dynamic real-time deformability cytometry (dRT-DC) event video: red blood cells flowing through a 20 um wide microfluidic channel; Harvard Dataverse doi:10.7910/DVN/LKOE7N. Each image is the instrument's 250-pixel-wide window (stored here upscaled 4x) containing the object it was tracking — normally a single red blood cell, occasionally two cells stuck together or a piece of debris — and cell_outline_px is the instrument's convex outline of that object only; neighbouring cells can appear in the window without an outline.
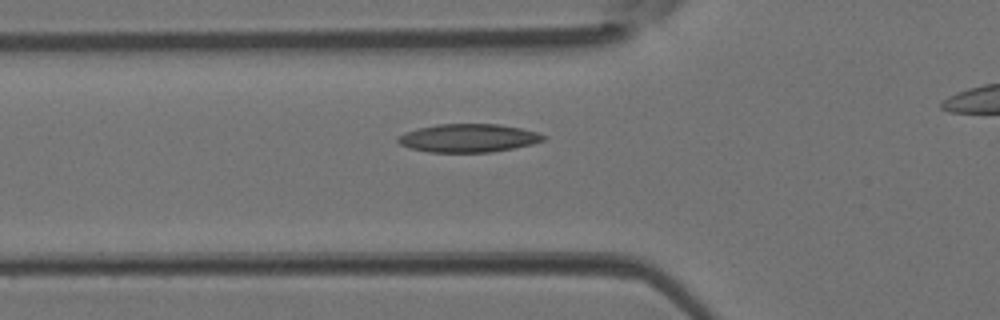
{"species": "Egyptian fruit bat (a non-hibernating species)", "species_latin": "Rousettus aegyptiacus", "temperature_condition": "room temperature", "stored_images_in_passage": 32, "camera_frame_rate_fps": 3000, "um_per_image_px": 0.085, "animal": {"sex": "female"}, "frame": {"image": 1, "passage_image": 11, "time_ms": 3.333, "image_size_px": [1000, 320], "cell_outline_px": [[544, 140], [532, 144], [492, 152], [428, 152], [408, 148], [400, 144], [396, 140], [396, 136], [420, 128], [436, 124], [496, 124], [520, 128], [536, 132], [544, 136]], "centroid_in_image_um": [39.76, 11.74], "position_along_channel_um": 86.0, "area_um2": 23.76}}
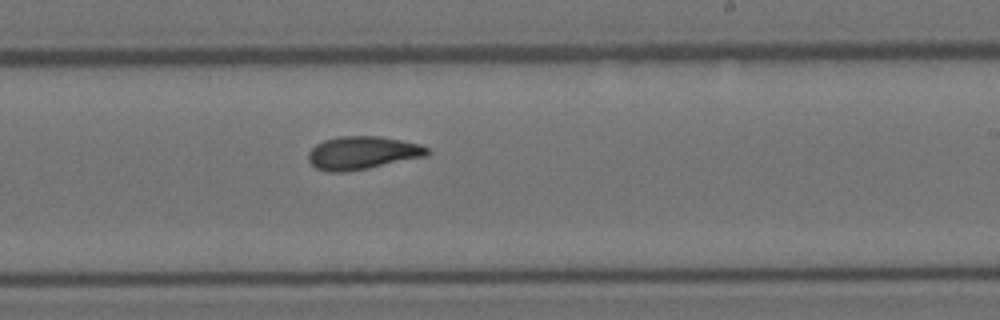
{"frame": {"image": 2, "passage_image": 22, "time_ms": 7.0, "image_size_px": [1000, 320], "cell_outline_px": [[432, 152], [428, 156], [348, 172], [328, 172], [316, 168], [308, 160], [308, 152], [316, 144], [324, 140], [340, 136], [380, 136], [420, 144], [428, 148]], "centroid_in_image_um": [30.82, 13.0], "position_along_channel_um": 258.2, "area_um2": 23.06}}
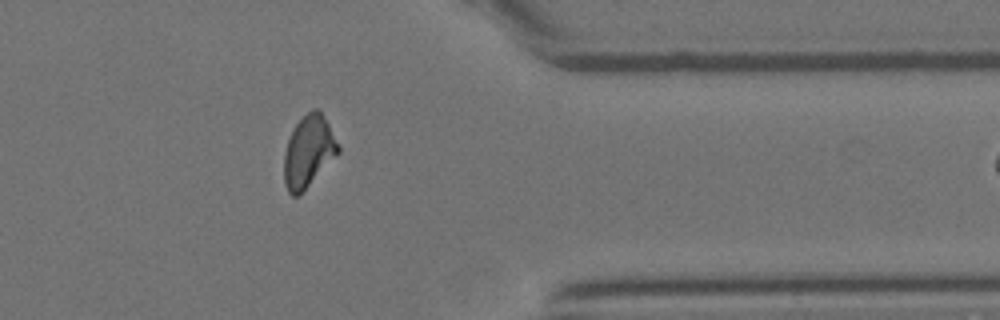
{"frame": {"image": 3, "passage_image": 31, "time_ms": 10.0, "image_size_px": [1000, 320], "cell_outline_px": [[340, 152], [300, 196], [292, 196], [288, 192], [284, 180], [284, 152], [288, 140], [296, 124], [312, 108], [316, 108], [320, 112], [328, 124], [340, 148]], "centroid_in_image_um": [26.21, 12.93], "position_along_channel_um": 385.2, "area_um2": 22.43}}